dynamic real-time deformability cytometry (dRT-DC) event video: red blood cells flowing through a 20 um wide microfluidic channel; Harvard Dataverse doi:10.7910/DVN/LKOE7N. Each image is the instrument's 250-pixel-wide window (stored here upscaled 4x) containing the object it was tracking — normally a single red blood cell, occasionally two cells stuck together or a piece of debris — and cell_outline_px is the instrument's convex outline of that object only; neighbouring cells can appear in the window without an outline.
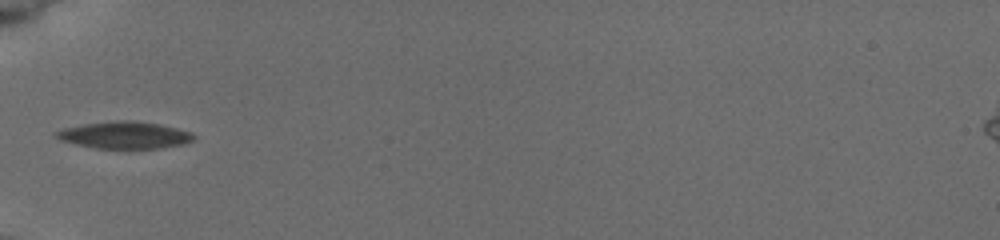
{"species": "common noctule bat (a hibernating species)", "species_latin": "Nyctalus noctula", "temperature_condition": "cold", "stored_images_in_passage": 9, "camera_frame_rate_fps": 3000, "um_per_image_px": 0.085, "animal": {"sex": "female", "body_mass_g": 19.5, "forearm_length_mm": 54.1}, "frame": {"image": 1, "passage_image": 8, "time_ms": 7.0, "image_size_px": [1000, 240], "cell_outline_px": [[196, 140], [184, 144], [160, 148], [96, 148], [76, 144], [60, 140], [56, 136], [56, 132], [64, 128], [84, 124], [120, 120], [132, 120], [160, 124], [192, 132], [196, 136]], "centroid_in_image_um": [10.66, 11.48], "position_along_channel_um": 74.3, "area_um2": 21.56}}